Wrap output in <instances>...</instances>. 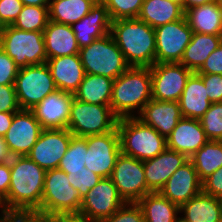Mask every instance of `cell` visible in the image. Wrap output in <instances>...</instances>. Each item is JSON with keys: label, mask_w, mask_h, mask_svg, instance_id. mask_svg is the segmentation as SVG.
<instances>
[{"label": "cell", "mask_w": 222, "mask_h": 222, "mask_svg": "<svg viewBox=\"0 0 222 222\" xmlns=\"http://www.w3.org/2000/svg\"><path fill=\"white\" fill-rule=\"evenodd\" d=\"M92 1H93L95 4L101 2V0H92Z\"/></svg>", "instance_id": "9f6ffc18"}, {"label": "cell", "mask_w": 222, "mask_h": 222, "mask_svg": "<svg viewBox=\"0 0 222 222\" xmlns=\"http://www.w3.org/2000/svg\"><path fill=\"white\" fill-rule=\"evenodd\" d=\"M49 21V8L24 5L17 16L13 27L23 31H40L46 28Z\"/></svg>", "instance_id": "836d02e7"}, {"label": "cell", "mask_w": 222, "mask_h": 222, "mask_svg": "<svg viewBox=\"0 0 222 222\" xmlns=\"http://www.w3.org/2000/svg\"><path fill=\"white\" fill-rule=\"evenodd\" d=\"M94 5L92 0H51L49 20L72 25L87 15Z\"/></svg>", "instance_id": "1f68e13d"}, {"label": "cell", "mask_w": 222, "mask_h": 222, "mask_svg": "<svg viewBox=\"0 0 222 222\" xmlns=\"http://www.w3.org/2000/svg\"><path fill=\"white\" fill-rule=\"evenodd\" d=\"M177 222H185V221H183L181 218H179V219L177 220Z\"/></svg>", "instance_id": "6f0895ef"}, {"label": "cell", "mask_w": 222, "mask_h": 222, "mask_svg": "<svg viewBox=\"0 0 222 222\" xmlns=\"http://www.w3.org/2000/svg\"><path fill=\"white\" fill-rule=\"evenodd\" d=\"M199 121L209 140L222 141V102L211 103Z\"/></svg>", "instance_id": "8d00e7d4"}, {"label": "cell", "mask_w": 222, "mask_h": 222, "mask_svg": "<svg viewBox=\"0 0 222 222\" xmlns=\"http://www.w3.org/2000/svg\"><path fill=\"white\" fill-rule=\"evenodd\" d=\"M151 99L150 67H129L113 81L110 107L118 118L136 117Z\"/></svg>", "instance_id": "3957f363"}, {"label": "cell", "mask_w": 222, "mask_h": 222, "mask_svg": "<svg viewBox=\"0 0 222 222\" xmlns=\"http://www.w3.org/2000/svg\"><path fill=\"white\" fill-rule=\"evenodd\" d=\"M208 140L199 119L182 117L172 133L166 137V146L189 158Z\"/></svg>", "instance_id": "44dd1931"}, {"label": "cell", "mask_w": 222, "mask_h": 222, "mask_svg": "<svg viewBox=\"0 0 222 222\" xmlns=\"http://www.w3.org/2000/svg\"><path fill=\"white\" fill-rule=\"evenodd\" d=\"M87 145L83 137L73 136L58 169L62 171L83 170L85 167Z\"/></svg>", "instance_id": "e575fe53"}, {"label": "cell", "mask_w": 222, "mask_h": 222, "mask_svg": "<svg viewBox=\"0 0 222 222\" xmlns=\"http://www.w3.org/2000/svg\"><path fill=\"white\" fill-rule=\"evenodd\" d=\"M83 138L87 145L85 167L102 178H110L116 160L121 154L117 128L105 134Z\"/></svg>", "instance_id": "30bf717a"}, {"label": "cell", "mask_w": 222, "mask_h": 222, "mask_svg": "<svg viewBox=\"0 0 222 222\" xmlns=\"http://www.w3.org/2000/svg\"><path fill=\"white\" fill-rule=\"evenodd\" d=\"M73 99L72 93L57 89L31 111L43 129H67Z\"/></svg>", "instance_id": "e0dca14e"}, {"label": "cell", "mask_w": 222, "mask_h": 222, "mask_svg": "<svg viewBox=\"0 0 222 222\" xmlns=\"http://www.w3.org/2000/svg\"><path fill=\"white\" fill-rule=\"evenodd\" d=\"M81 201L78 191L71 186L66 172L58 168L46 171L39 216L56 217L79 213Z\"/></svg>", "instance_id": "5b68a950"}, {"label": "cell", "mask_w": 222, "mask_h": 222, "mask_svg": "<svg viewBox=\"0 0 222 222\" xmlns=\"http://www.w3.org/2000/svg\"><path fill=\"white\" fill-rule=\"evenodd\" d=\"M182 4L173 0H144L138 19L152 28L184 18Z\"/></svg>", "instance_id": "83f0119b"}, {"label": "cell", "mask_w": 222, "mask_h": 222, "mask_svg": "<svg viewBox=\"0 0 222 222\" xmlns=\"http://www.w3.org/2000/svg\"><path fill=\"white\" fill-rule=\"evenodd\" d=\"M0 48L18 68L47 62L43 32L23 31L12 25L0 30Z\"/></svg>", "instance_id": "52a82bcc"}, {"label": "cell", "mask_w": 222, "mask_h": 222, "mask_svg": "<svg viewBox=\"0 0 222 222\" xmlns=\"http://www.w3.org/2000/svg\"><path fill=\"white\" fill-rule=\"evenodd\" d=\"M184 17L193 33L222 36V6L214 1L185 11Z\"/></svg>", "instance_id": "4316f807"}, {"label": "cell", "mask_w": 222, "mask_h": 222, "mask_svg": "<svg viewBox=\"0 0 222 222\" xmlns=\"http://www.w3.org/2000/svg\"><path fill=\"white\" fill-rule=\"evenodd\" d=\"M137 205L141 208L145 222H177L179 206L165 198L160 192H150Z\"/></svg>", "instance_id": "f546056e"}, {"label": "cell", "mask_w": 222, "mask_h": 222, "mask_svg": "<svg viewBox=\"0 0 222 222\" xmlns=\"http://www.w3.org/2000/svg\"><path fill=\"white\" fill-rule=\"evenodd\" d=\"M118 119L110 105L85 103L74 98L67 129L76 137L100 135L115 130Z\"/></svg>", "instance_id": "ba28073f"}, {"label": "cell", "mask_w": 222, "mask_h": 222, "mask_svg": "<svg viewBox=\"0 0 222 222\" xmlns=\"http://www.w3.org/2000/svg\"><path fill=\"white\" fill-rule=\"evenodd\" d=\"M73 136L68 129H43L27 156L46 171L57 169Z\"/></svg>", "instance_id": "9a60e30c"}, {"label": "cell", "mask_w": 222, "mask_h": 222, "mask_svg": "<svg viewBox=\"0 0 222 222\" xmlns=\"http://www.w3.org/2000/svg\"><path fill=\"white\" fill-rule=\"evenodd\" d=\"M59 222H96L80 213L62 214L55 217Z\"/></svg>", "instance_id": "c3c4849f"}, {"label": "cell", "mask_w": 222, "mask_h": 222, "mask_svg": "<svg viewBox=\"0 0 222 222\" xmlns=\"http://www.w3.org/2000/svg\"><path fill=\"white\" fill-rule=\"evenodd\" d=\"M218 0H182V7L184 12L192 7H199L205 4L212 3Z\"/></svg>", "instance_id": "816d5d0a"}, {"label": "cell", "mask_w": 222, "mask_h": 222, "mask_svg": "<svg viewBox=\"0 0 222 222\" xmlns=\"http://www.w3.org/2000/svg\"><path fill=\"white\" fill-rule=\"evenodd\" d=\"M152 99L179 101L189 76L193 73L180 63H157L150 67Z\"/></svg>", "instance_id": "4fadbf2b"}, {"label": "cell", "mask_w": 222, "mask_h": 222, "mask_svg": "<svg viewBox=\"0 0 222 222\" xmlns=\"http://www.w3.org/2000/svg\"><path fill=\"white\" fill-rule=\"evenodd\" d=\"M179 216L185 222H222V199L201 192L179 207Z\"/></svg>", "instance_id": "d4e9b609"}, {"label": "cell", "mask_w": 222, "mask_h": 222, "mask_svg": "<svg viewBox=\"0 0 222 222\" xmlns=\"http://www.w3.org/2000/svg\"><path fill=\"white\" fill-rule=\"evenodd\" d=\"M112 20L105 5L96 3L81 20L71 25L80 48L110 33Z\"/></svg>", "instance_id": "7402d4cb"}, {"label": "cell", "mask_w": 222, "mask_h": 222, "mask_svg": "<svg viewBox=\"0 0 222 222\" xmlns=\"http://www.w3.org/2000/svg\"><path fill=\"white\" fill-rule=\"evenodd\" d=\"M112 21L137 18L144 0H101Z\"/></svg>", "instance_id": "d590c367"}, {"label": "cell", "mask_w": 222, "mask_h": 222, "mask_svg": "<svg viewBox=\"0 0 222 222\" xmlns=\"http://www.w3.org/2000/svg\"><path fill=\"white\" fill-rule=\"evenodd\" d=\"M11 176L7 203L14 214L39 216L46 170L28 156L10 161Z\"/></svg>", "instance_id": "6da1fadb"}, {"label": "cell", "mask_w": 222, "mask_h": 222, "mask_svg": "<svg viewBox=\"0 0 222 222\" xmlns=\"http://www.w3.org/2000/svg\"><path fill=\"white\" fill-rule=\"evenodd\" d=\"M15 112H0V136L4 137L10 128Z\"/></svg>", "instance_id": "7dc6e473"}, {"label": "cell", "mask_w": 222, "mask_h": 222, "mask_svg": "<svg viewBox=\"0 0 222 222\" xmlns=\"http://www.w3.org/2000/svg\"><path fill=\"white\" fill-rule=\"evenodd\" d=\"M23 6L21 0H0V30L15 22Z\"/></svg>", "instance_id": "ab89813d"}, {"label": "cell", "mask_w": 222, "mask_h": 222, "mask_svg": "<svg viewBox=\"0 0 222 222\" xmlns=\"http://www.w3.org/2000/svg\"><path fill=\"white\" fill-rule=\"evenodd\" d=\"M101 222H145L141 208L137 203H126L110 217Z\"/></svg>", "instance_id": "f35d334b"}, {"label": "cell", "mask_w": 222, "mask_h": 222, "mask_svg": "<svg viewBox=\"0 0 222 222\" xmlns=\"http://www.w3.org/2000/svg\"><path fill=\"white\" fill-rule=\"evenodd\" d=\"M125 204L112 179L102 178L82 198L79 213L93 221L101 222Z\"/></svg>", "instance_id": "5bb4252c"}, {"label": "cell", "mask_w": 222, "mask_h": 222, "mask_svg": "<svg viewBox=\"0 0 222 222\" xmlns=\"http://www.w3.org/2000/svg\"><path fill=\"white\" fill-rule=\"evenodd\" d=\"M211 103L222 102V75L199 74Z\"/></svg>", "instance_id": "b9f144b4"}, {"label": "cell", "mask_w": 222, "mask_h": 222, "mask_svg": "<svg viewBox=\"0 0 222 222\" xmlns=\"http://www.w3.org/2000/svg\"><path fill=\"white\" fill-rule=\"evenodd\" d=\"M117 130L121 153L144 161L156 157L166 148V138L137 117L119 118Z\"/></svg>", "instance_id": "277c9868"}, {"label": "cell", "mask_w": 222, "mask_h": 222, "mask_svg": "<svg viewBox=\"0 0 222 222\" xmlns=\"http://www.w3.org/2000/svg\"><path fill=\"white\" fill-rule=\"evenodd\" d=\"M192 35L185 17L155 28V64L180 63Z\"/></svg>", "instance_id": "8fae6325"}, {"label": "cell", "mask_w": 222, "mask_h": 222, "mask_svg": "<svg viewBox=\"0 0 222 222\" xmlns=\"http://www.w3.org/2000/svg\"><path fill=\"white\" fill-rule=\"evenodd\" d=\"M46 64L57 89L74 94L85 76L79 54L47 59Z\"/></svg>", "instance_id": "603a6c76"}, {"label": "cell", "mask_w": 222, "mask_h": 222, "mask_svg": "<svg viewBox=\"0 0 222 222\" xmlns=\"http://www.w3.org/2000/svg\"><path fill=\"white\" fill-rule=\"evenodd\" d=\"M12 215L14 213L7 203L6 195L0 190V217H9Z\"/></svg>", "instance_id": "f907efd6"}, {"label": "cell", "mask_w": 222, "mask_h": 222, "mask_svg": "<svg viewBox=\"0 0 222 222\" xmlns=\"http://www.w3.org/2000/svg\"><path fill=\"white\" fill-rule=\"evenodd\" d=\"M202 192L222 199V166L202 182Z\"/></svg>", "instance_id": "ee69618b"}, {"label": "cell", "mask_w": 222, "mask_h": 222, "mask_svg": "<svg viewBox=\"0 0 222 222\" xmlns=\"http://www.w3.org/2000/svg\"><path fill=\"white\" fill-rule=\"evenodd\" d=\"M42 130L31 110L20 109L15 112L11 126L4 136L12 156H27Z\"/></svg>", "instance_id": "2e32d148"}, {"label": "cell", "mask_w": 222, "mask_h": 222, "mask_svg": "<svg viewBox=\"0 0 222 222\" xmlns=\"http://www.w3.org/2000/svg\"><path fill=\"white\" fill-rule=\"evenodd\" d=\"M110 34L130 67L155 64V29L138 18L112 21Z\"/></svg>", "instance_id": "7a4b0ae2"}, {"label": "cell", "mask_w": 222, "mask_h": 222, "mask_svg": "<svg viewBox=\"0 0 222 222\" xmlns=\"http://www.w3.org/2000/svg\"><path fill=\"white\" fill-rule=\"evenodd\" d=\"M198 74H220L222 75V42L205 60Z\"/></svg>", "instance_id": "f6af8a7d"}, {"label": "cell", "mask_w": 222, "mask_h": 222, "mask_svg": "<svg viewBox=\"0 0 222 222\" xmlns=\"http://www.w3.org/2000/svg\"><path fill=\"white\" fill-rule=\"evenodd\" d=\"M20 109L14 85H0V112H18Z\"/></svg>", "instance_id": "7bdbcfd3"}, {"label": "cell", "mask_w": 222, "mask_h": 222, "mask_svg": "<svg viewBox=\"0 0 222 222\" xmlns=\"http://www.w3.org/2000/svg\"><path fill=\"white\" fill-rule=\"evenodd\" d=\"M23 5L50 7L51 0H21Z\"/></svg>", "instance_id": "db71d44e"}, {"label": "cell", "mask_w": 222, "mask_h": 222, "mask_svg": "<svg viewBox=\"0 0 222 222\" xmlns=\"http://www.w3.org/2000/svg\"><path fill=\"white\" fill-rule=\"evenodd\" d=\"M10 162L0 164V190L7 195L10 187Z\"/></svg>", "instance_id": "bcb514c9"}, {"label": "cell", "mask_w": 222, "mask_h": 222, "mask_svg": "<svg viewBox=\"0 0 222 222\" xmlns=\"http://www.w3.org/2000/svg\"><path fill=\"white\" fill-rule=\"evenodd\" d=\"M12 157L5 138L0 136V164L10 162Z\"/></svg>", "instance_id": "681fc988"}, {"label": "cell", "mask_w": 222, "mask_h": 222, "mask_svg": "<svg viewBox=\"0 0 222 222\" xmlns=\"http://www.w3.org/2000/svg\"><path fill=\"white\" fill-rule=\"evenodd\" d=\"M79 57L85 74L106 76L113 80L130 67L110 33L80 48Z\"/></svg>", "instance_id": "8992f818"}, {"label": "cell", "mask_w": 222, "mask_h": 222, "mask_svg": "<svg viewBox=\"0 0 222 222\" xmlns=\"http://www.w3.org/2000/svg\"><path fill=\"white\" fill-rule=\"evenodd\" d=\"M32 222H59L55 217L32 215Z\"/></svg>", "instance_id": "11a10c76"}, {"label": "cell", "mask_w": 222, "mask_h": 222, "mask_svg": "<svg viewBox=\"0 0 222 222\" xmlns=\"http://www.w3.org/2000/svg\"><path fill=\"white\" fill-rule=\"evenodd\" d=\"M14 88L19 107L28 110L57 90L46 63L19 68Z\"/></svg>", "instance_id": "9c48e42d"}, {"label": "cell", "mask_w": 222, "mask_h": 222, "mask_svg": "<svg viewBox=\"0 0 222 222\" xmlns=\"http://www.w3.org/2000/svg\"><path fill=\"white\" fill-rule=\"evenodd\" d=\"M165 198L179 207L202 192L200 181L193 163L188 160L179 167L159 191Z\"/></svg>", "instance_id": "d6986e66"}, {"label": "cell", "mask_w": 222, "mask_h": 222, "mask_svg": "<svg viewBox=\"0 0 222 222\" xmlns=\"http://www.w3.org/2000/svg\"><path fill=\"white\" fill-rule=\"evenodd\" d=\"M178 102L184 118L200 119L210 108L211 102L206 88L197 72L189 76Z\"/></svg>", "instance_id": "484cf974"}, {"label": "cell", "mask_w": 222, "mask_h": 222, "mask_svg": "<svg viewBox=\"0 0 222 222\" xmlns=\"http://www.w3.org/2000/svg\"><path fill=\"white\" fill-rule=\"evenodd\" d=\"M18 70L13 59L0 48V85H14Z\"/></svg>", "instance_id": "60d3db41"}, {"label": "cell", "mask_w": 222, "mask_h": 222, "mask_svg": "<svg viewBox=\"0 0 222 222\" xmlns=\"http://www.w3.org/2000/svg\"><path fill=\"white\" fill-rule=\"evenodd\" d=\"M188 160L185 154L168 148L156 157L144 160L147 194L159 192L172 174Z\"/></svg>", "instance_id": "ac0fdd59"}, {"label": "cell", "mask_w": 222, "mask_h": 222, "mask_svg": "<svg viewBox=\"0 0 222 222\" xmlns=\"http://www.w3.org/2000/svg\"><path fill=\"white\" fill-rule=\"evenodd\" d=\"M0 222H32V215L25 216L22 214H14L9 217H1Z\"/></svg>", "instance_id": "f5cc1de1"}, {"label": "cell", "mask_w": 222, "mask_h": 222, "mask_svg": "<svg viewBox=\"0 0 222 222\" xmlns=\"http://www.w3.org/2000/svg\"><path fill=\"white\" fill-rule=\"evenodd\" d=\"M113 81L106 76L85 74L83 81L73 94L74 98L85 103L110 105Z\"/></svg>", "instance_id": "4dcf8cb0"}, {"label": "cell", "mask_w": 222, "mask_h": 222, "mask_svg": "<svg viewBox=\"0 0 222 222\" xmlns=\"http://www.w3.org/2000/svg\"><path fill=\"white\" fill-rule=\"evenodd\" d=\"M43 36L47 59L79 54L80 47L71 25L49 20Z\"/></svg>", "instance_id": "cb8c5ba5"}, {"label": "cell", "mask_w": 222, "mask_h": 222, "mask_svg": "<svg viewBox=\"0 0 222 222\" xmlns=\"http://www.w3.org/2000/svg\"><path fill=\"white\" fill-rule=\"evenodd\" d=\"M136 117L166 138L177 126L182 114L178 101L151 99Z\"/></svg>", "instance_id": "ffe728a7"}, {"label": "cell", "mask_w": 222, "mask_h": 222, "mask_svg": "<svg viewBox=\"0 0 222 222\" xmlns=\"http://www.w3.org/2000/svg\"><path fill=\"white\" fill-rule=\"evenodd\" d=\"M64 172L67 173L71 186L78 191L81 199L102 179L86 167H83V170Z\"/></svg>", "instance_id": "74e56055"}, {"label": "cell", "mask_w": 222, "mask_h": 222, "mask_svg": "<svg viewBox=\"0 0 222 222\" xmlns=\"http://www.w3.org/2000/svg\"><path fill=\"white\" fill-rule=\"evenodd\" d=\"M189 160L203 182L222 166V141L208 140Z\"/></svg>", "instance_id": "d6a6232c"}, {"label": "cell", "mask_w": 222, "mask_h": 222, "mask_svg": "<svg viewBox=\"0 0 222 222\" xmlns=\"http://www.w3.org/2000/svg\"><path fill=\"white\" fill-rule=\"evenodd\" d=\"M222 42V36L203 33H193L191 42L186 47L180 64L192 72H197L210 54Z\"/></svg>", "instance_id": "f1b7e54d"}, {"label": "cell", "mask_w": 222, "mask_h": 222, "mask_svg": "<svg viewBox=\"0 0 222 222\" xmlns=\"http://www.w3.org/2000/svg\"><path fill=\"white\" fill-rule=\"evenodd\" d=\"M126 203H137L147 194L143 161L120 154L110 177Z\"/></svg>", "instance_id": "7c38bea8"}]
</instances>
